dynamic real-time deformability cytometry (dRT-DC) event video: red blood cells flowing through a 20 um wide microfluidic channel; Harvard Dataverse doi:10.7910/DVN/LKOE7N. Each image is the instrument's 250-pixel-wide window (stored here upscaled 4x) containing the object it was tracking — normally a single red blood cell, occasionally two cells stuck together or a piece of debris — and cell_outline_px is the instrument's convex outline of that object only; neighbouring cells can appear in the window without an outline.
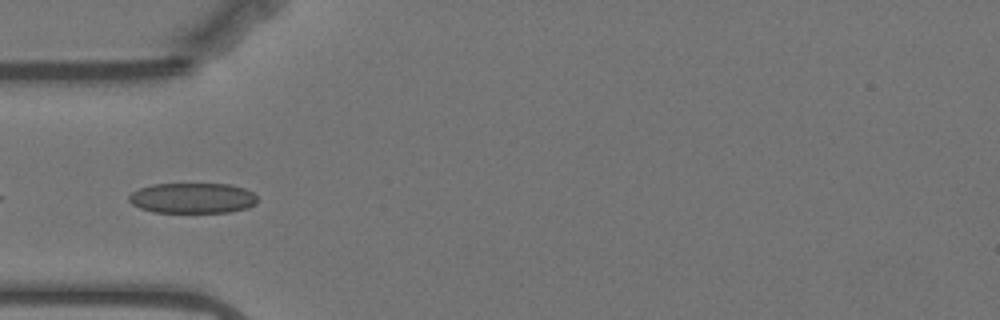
{"species": "Egyptian fruit bat (a non-hibernating species)", "species_latin": "Rousettus aegyptiacus", "temperature_condition": "warm", "stored_images_in_passage": 26, "camera_frame_rate_fps": 3000, "um_per_image_px": 0.085, "animal": {"sex": "female"}, "frame": {"image": 1, "passage_image": 2, "time_ms": 0.333, "image_size_px": [1000, 320], "cell_outline_px": [[256, 204], [244, 208], [228, 212], [152, 212], [140, 208], [132, 204], [128, 200], [128, 196], [132, 192], [140, 188], [152, 184], [228, 184], [244, 188], [252, 192], [256, 196]], "centroid_in_image_um": [16.33, 16.83], "position_along_channel_um": 68.7, "area_um2": 22.66}}
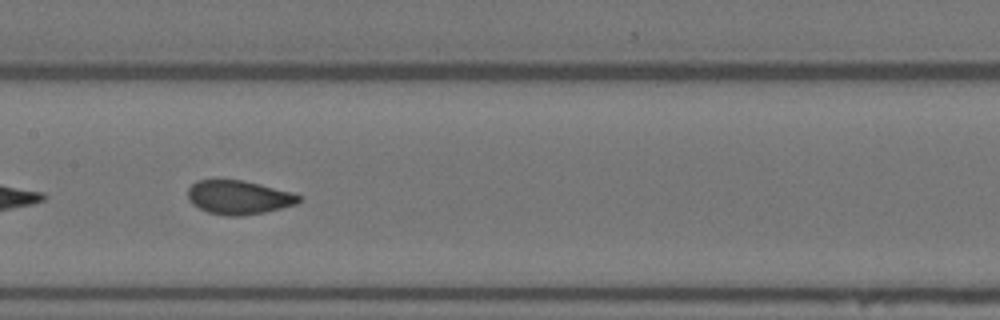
{"frame": {"image": 2, "passage_image": 12, "time_ms": 3.667, "image_size_px": [1000, 320], "cell_outline_px": [[304, 200], [296, 204], [264, 212], [240, 216], [228, 216], [208, 212], [192, 204], [188, 200], [188, 188], [196, 180], [244, 180], [292, 192], [304, 196]], "centroid_in_image_um": [20.32, 16.77], "position_along_channel_um": 187.1, "area_um2": 22.02}}
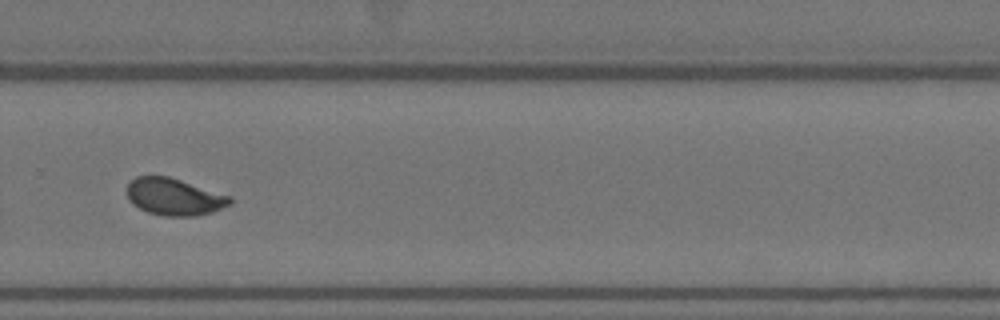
{"frame": {"image": 3, "passage_image": 23, "time_ms": 7.333, "image_size_px": [1000, 320], "cell_outline_px": [[232, 204], [212, 212], [196, 216], [164, 216], [148, 212], [132, 204], [128, 200], [128, 184], [136, 176], [168, 176], [232, 196]], "centroid_in_image_um": [14.83, 16.73], "position_along_channel_um": 315.0, "area_um2": 22.25}}